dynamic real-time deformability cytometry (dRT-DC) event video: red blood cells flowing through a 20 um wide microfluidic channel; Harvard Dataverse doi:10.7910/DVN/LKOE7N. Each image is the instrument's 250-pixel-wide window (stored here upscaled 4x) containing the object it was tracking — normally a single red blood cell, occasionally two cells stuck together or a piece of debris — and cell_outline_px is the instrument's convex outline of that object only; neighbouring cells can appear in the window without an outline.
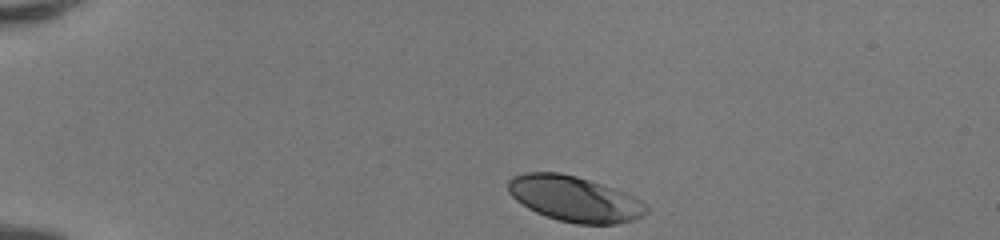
{"species": "human", "species_latin": "Homo sapiens", "temperature_condition": "room temperature", "stored_images_in_passage": 35, "camera_frame_rate_fps": 3000, "um_per_image_px": 0.085, "donor": {"sex": "female"}, "frame": {"image": 1, "passage_image": 1, "time_ms": 0.0, "image_size_px": [1000, 240], "cell_outline_px": [[648, 212], [636, 220], [616, 224], [576, 224], [544, 216], [528, 208], [516, 200], [508, 192], [508, 180], [512, 176], [528, 172], [560, 172], [576, 176], [624, 192], [640, 200], [648, 208]], "centroid_in_image_um": [48.82, 16.91], "position_along_channel_um": 36.2, "area_um2": 36.53}}
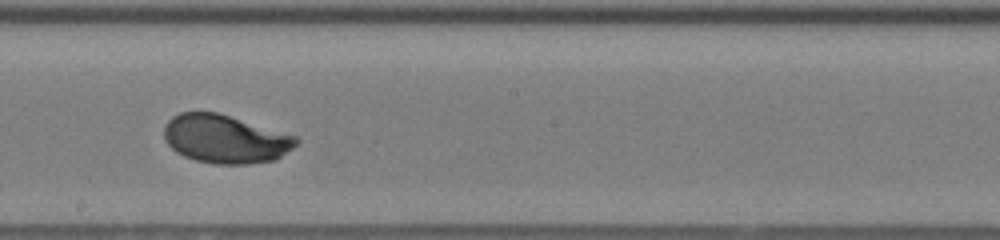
{"frame": {"image": 2, "passage_image": 20, "time_ms": 6.333, "image_size_px": [1000, 240], "cell_outline_px": [[300, 140], [292, 148], [276, 160], [248, 164], [212, 164], [196, 160], [184, 156], [176, 152], [164, 140], [164, 124], [172, 116], [180, 112], [216, 112], [296, 136]], "centroid_in_image_um": [19.11, 11.82], "position_along_channel_um": 229.1, "area_um2": 37.22}}
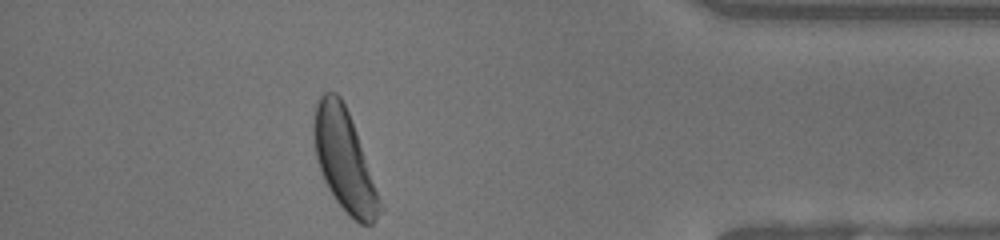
{"frame": {"image": 3, "passage_image": 35, "time_ms": 11.333, "image_size_px": [1000, 240], "cell_outline_px": [[384, 208], [376, 220], [372, 224], [360, 224], [336, 200], [328, 188], [320, 172], [316, 160], [312, 132], [312, 124], [316, 104], [320, 96], [324, 92], [336, 92], [340, 96], [348, 112], [356, 132]], "centroid_in_image_um": [29.24, 13.61], "position_along_channel_um": 406.0, "area_um2": 38.55}, "authors_computed_cell_mechanics": {"area_um2": 36.9342, "velocity_mm_per_s": 4.142, "shape_relaxation_time_tau1_ms": 2.0284, "shape_relaxation_time_tau2_ms": null, "deformation_change_tau1": 0.1428, "deformation_change_tau2": null}}